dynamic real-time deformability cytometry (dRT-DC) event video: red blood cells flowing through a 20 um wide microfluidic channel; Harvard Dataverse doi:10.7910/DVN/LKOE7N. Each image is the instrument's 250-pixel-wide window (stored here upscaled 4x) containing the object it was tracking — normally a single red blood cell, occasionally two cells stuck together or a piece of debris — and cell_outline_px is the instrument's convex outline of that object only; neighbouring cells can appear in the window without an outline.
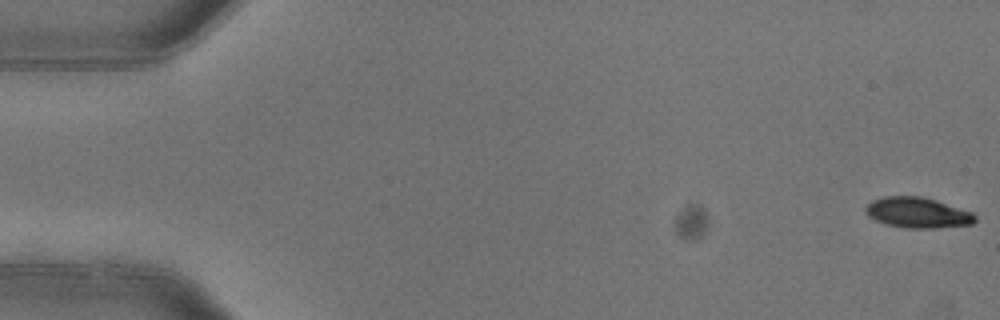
{"species": "common noctule bat (a hibernating species)", "species_latin": "Nyctalus noctula", "temperature_condition": "warm", "stored_images_in_passage": 5, "camera_frame_rate_fps": 3000, "um_per_image_px": 0.085, "animal": {"sex": "female"}, "frame": {"image": 1, "passage_image": 1, "time_ms": 0.0, "image_size_px": [1000, 320], "cell_outline_px": [[976, 220], [972, 224], [936, 228], [904, 228], [888, 224], [876, 220], [868, 216], [864, 212], [864, 208], [872, 200], [884, 196], [920, 196], [936, 200], [972, 212], [976, 216]], "centroid_in_image_um": [77.98, 18.07], "position_along_channel_um": 7.0, "area_um2": 19.48}}
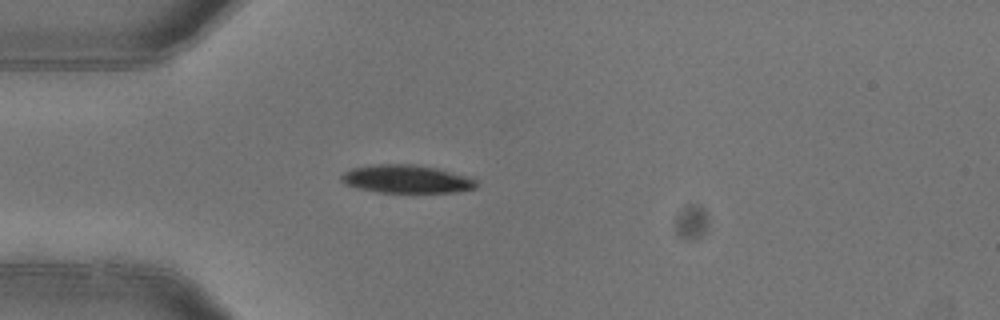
{"frame": {"image": 2, "passage_image": 5, "time_ms": 1.333, "image_size_px": [1000, 320], "cell_outline_px": [[476, 188], [456, 192], [376, 192], [344, 184], [340, 180], [340, 176], [344, 172], [352, 168], [376, 164], [416, 164], [436, 168], [468, 176], [476, 180]], "centroid_in_image_um": [34.54, 15.21], "position_along_channel_um": 50.5, "area_um2": 22.08}}